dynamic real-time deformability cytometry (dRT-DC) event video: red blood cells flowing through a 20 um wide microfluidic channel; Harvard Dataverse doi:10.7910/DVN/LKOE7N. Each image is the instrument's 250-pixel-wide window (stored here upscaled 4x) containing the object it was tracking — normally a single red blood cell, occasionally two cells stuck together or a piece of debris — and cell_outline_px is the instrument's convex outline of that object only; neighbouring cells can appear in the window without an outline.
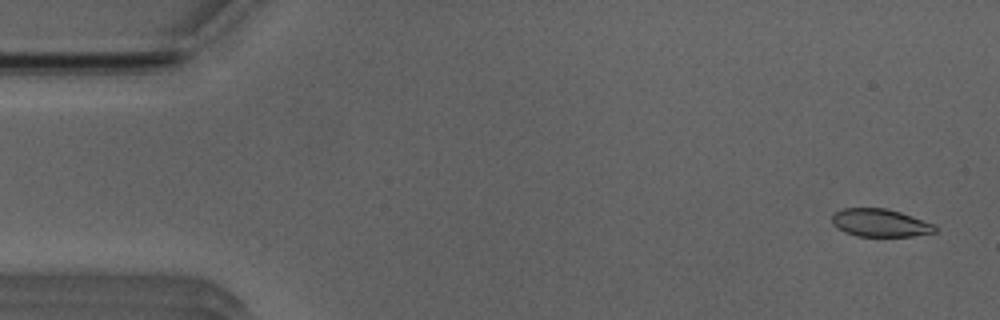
{"species": "Egyptian fruit bat (a non-hibernating species)", "species_latin": "Rousettus aegyptiacus", "temperature_condition": "room temperature", "stored_images_in_passage": 15, "camera_frame_rate_fps": 3000, "um_per_image_px": 0.085, "animal": {"sex": "male"}, "frame": {"image": 1, "passage_image": 2, "time_ms": 0.333, "image_size_px": [1000, 320], "cell_outline_px": [[936, 232], [912, 236], [856, 236], [844, 232], [836, 228], [832, 224], [832, 212], [844, 208], [884, 208], [900, 212], [936, 224]], "centroid_in_image_um": [74.78, 18.94], "position_along_channel_um": 10.2, "area_um2": 16.88}}
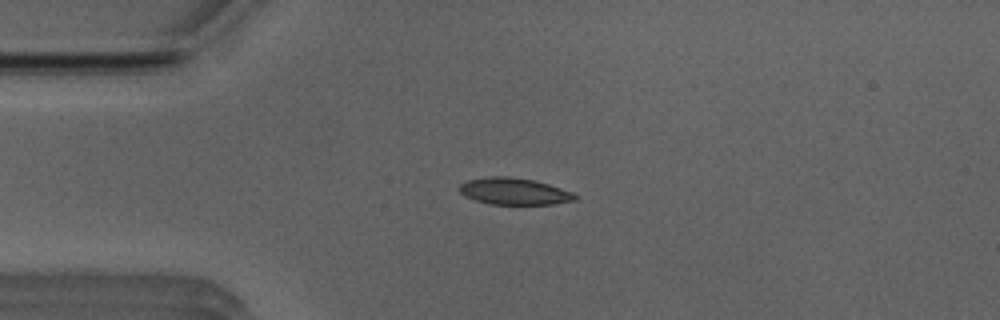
{"frame": {"image": 2, "passage_image": 12, "time_ms": 3.667, "image_size_px": [1000, 320], "cell_outline_px": [[576, 200], [552, 204], [488, 204], [464, 196], [460, 192], [460, 184], [468, 180], [488, 176], [508, 176], [532, 180], [548, 184], [572, 192], [576, 196]], "centroid_in_image_um": [43.67, 16.26], "position_along_channel_um": 41.3, "area_um2": 17.86}}